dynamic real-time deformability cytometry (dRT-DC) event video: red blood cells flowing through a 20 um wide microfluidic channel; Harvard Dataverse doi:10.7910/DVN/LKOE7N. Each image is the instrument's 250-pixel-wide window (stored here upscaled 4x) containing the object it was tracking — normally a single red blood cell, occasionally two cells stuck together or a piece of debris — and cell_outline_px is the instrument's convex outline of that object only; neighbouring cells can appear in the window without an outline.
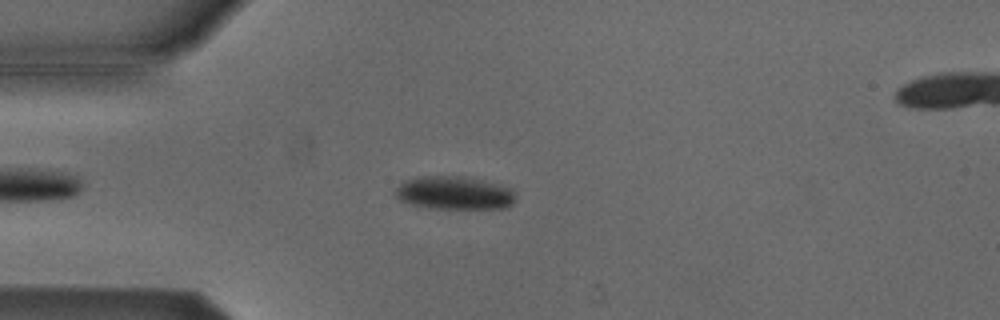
{"species": "Egyptian fruit bat (a non-hibernating species)", "species_latin": "Rousettus aegyptiacus", "temperature_condition": "cold", "stored_images_in_passage": 50, "segment_of_instrument_passage": [1, 2], "camera_frame_rate_fps": 3000, "um_per_image_px": 0.085, "animal": {"sex": "male"}, "frame": {"image": 1, "passage_image": 9, "time_ms": 2.667, "image_size_px": [1000, 320], "cell_outline_px": [[516, 200], [508, 208], [432, 208], [412, 204], [400, 200], [396, 196], [396, 188], [404, 180], [416, 176], [460, 176], [480, 180], [512, 188], [516, 192]], "centroid_in_image_um": [38.64, 16.39], "position_along_channel_um": 46.4, "area_um2": 23.24}}
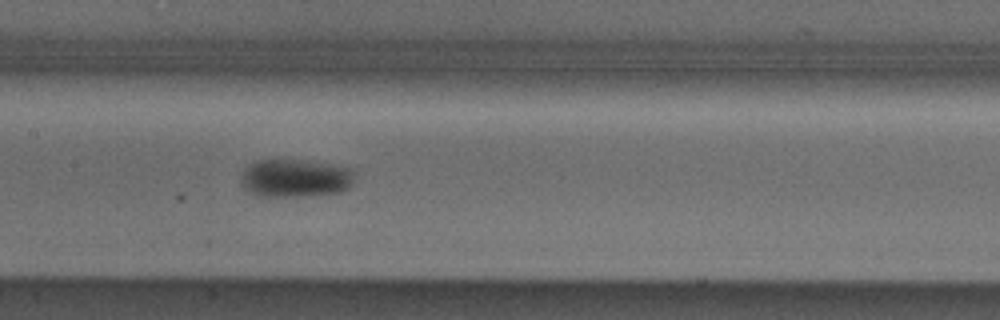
{"frame": {"image": 2, "passage_image": 21, "time_ms": 6.667, "image_size_px": [1000, 320], "cell_outline_px": [[356, 168], [352, 184], [348, 188], [340, 192], [304, 196], [260, 196], [244, 188], [240, 180], [240, 176], [244, 168], [248, 164], [256, 160], [296, 160], [332, 164]], "centroid_in_image_um": [25.12, 15.13], "position_along_channel_um": 182.3, "area_um2": 25.43}}
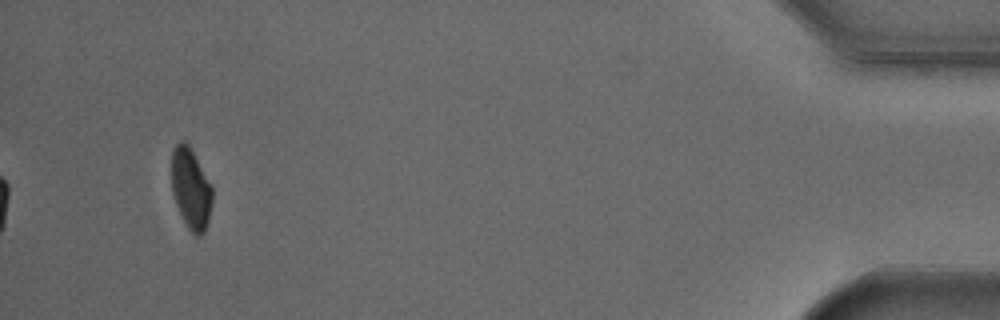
{"frame": {"image": 3, "passage_image": 46, "time_ms": 15.0, "image_size_px": [1000, 320], "cell_outline_px": [[212, 204], [208, 220], [204, 232], [200, 236], [196, 236], [188, 228], [176, 204], [172, 192], [172, 152], [176, 144], [180, 140], [184, 140], [188, 144], [212, 184]], "centroid_in_image_um": [16.23, 16.02], "position_along_channel_um": 419.0, "area_um2": 19.13}}